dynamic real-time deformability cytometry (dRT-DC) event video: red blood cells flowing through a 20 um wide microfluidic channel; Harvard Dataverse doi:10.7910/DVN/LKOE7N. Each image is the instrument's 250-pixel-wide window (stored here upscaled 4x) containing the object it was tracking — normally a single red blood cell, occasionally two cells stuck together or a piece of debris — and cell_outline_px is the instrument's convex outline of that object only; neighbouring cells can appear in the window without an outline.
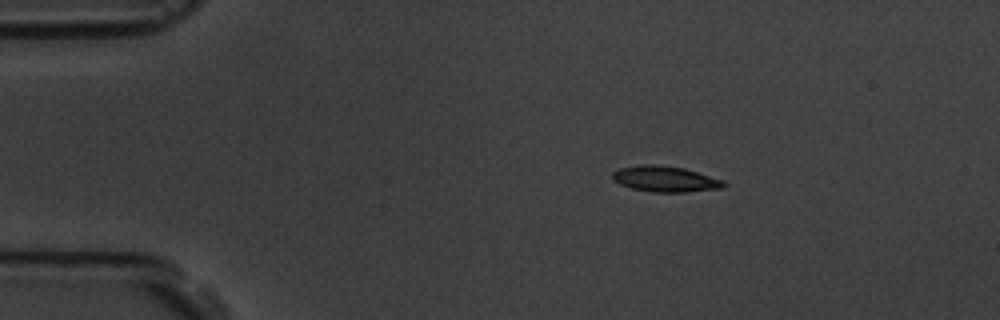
{"species": "common noctule bat (a hibernating species)", "species_latin": "Nyctalus noctula", "temperature_condition": "room temperature", "stored_images_in_passage": 4, "camera_frame_rate_fps": 3000, "um_per_image_px": 0.085, "animal": {"sex": "male", "body_mass_g": 19.5, "forearm_length_mm": 54.6}, "frame": {"image": 1, "passage_image": 2, "time_ms": 2.0, "image_size_px": [1000, 320], "cell_outline_px": [[728, 184], [724, 188], [684, 192], [652, 192], [632, 188], [620, 184], [612, 180], [612, 172], [620, 168], [644, 164], [656, 164], [684, 168], [724, 180]], "centroid_in_image_um": [56.56, 15.21], "position_along_channel_um": 28.4, "area_um2": 16.82}}
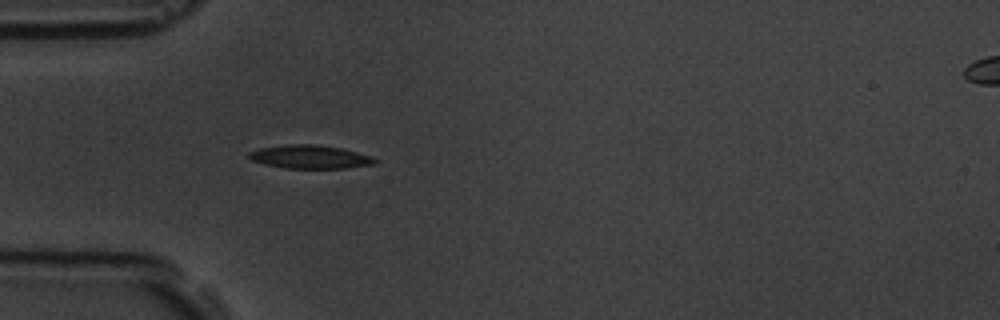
{"frame": {"image": 2, "passage_image": 4, "time_ms": 4.333, "image_size_px": [1000, 320], "cell_outline_px": [[380, 160], [376, 164], [344, 168], [284, 168], [264, 164], [252, 160], [248, 156], [248, 152], [260, 148], [288, 144], [316, 144], [340, 148], [372, 156]], "centroid_in_image_um": [26.37, 13.33], "position_along_channel_um": 58.6, "area_um2": 17.22}}